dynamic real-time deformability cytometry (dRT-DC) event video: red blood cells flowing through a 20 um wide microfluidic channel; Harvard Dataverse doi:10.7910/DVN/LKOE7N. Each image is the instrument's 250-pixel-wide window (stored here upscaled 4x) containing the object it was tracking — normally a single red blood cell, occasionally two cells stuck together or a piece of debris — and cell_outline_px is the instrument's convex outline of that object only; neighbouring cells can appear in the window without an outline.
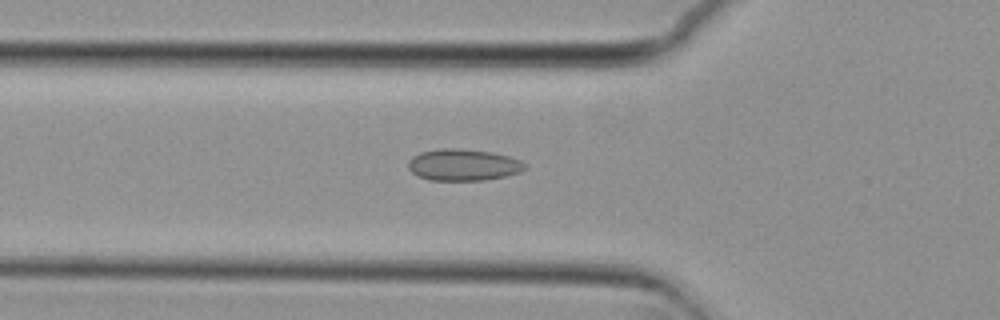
{"species": "common noctule bat (a hibernating species)", "species_latin": "Nyctalus noctula", "temperature_condition": "cold", "stored_images_in_passage": 53, "camera_frame_rate_fps": 3000, "um_per_image_px": 0.085, "animal": {"sex": "female", "body_mass_g": 29.2, "forearm_length_mm": 56.3}, "frame": {"image": 1, "passage_image": 17, "time_ms": 5.333, "image_size_px": [1000, 320], "cell_outline_px": [[528, 168], [520, 172], [504, 176], [484, 180], [428, 180], [416, 176], [408, 168], [408, 160], [412, 156], [420, 152], [440, 148], [460, 148], [492, 152], [508, 156], [520, 160]], "centroid_in_image_um": [39.34, 14.01], "position_along_channel_um": 86.5, "area_um2": 21.68}}
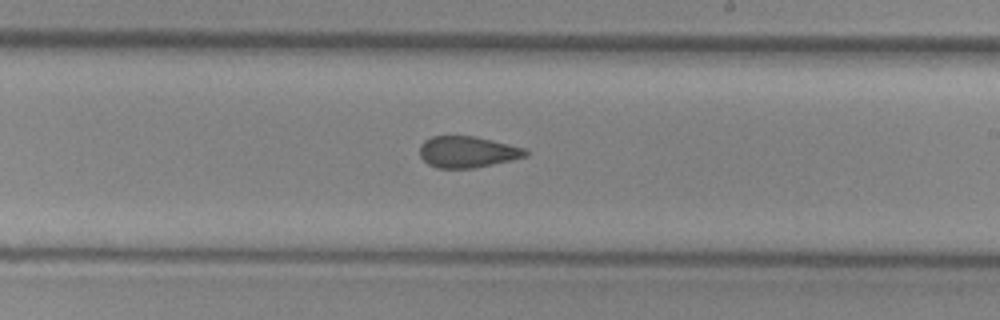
{"frame": {"image": 2, "passage_image": 30, "time_ms": 9.667, "image_size_px": [1000, 320], "cell_outline_px": [[528, 156], [512, 160], [476, 168], [436, 168], [428, 164], [420, 156], [420, 144], [424, 140], [432, 136], [476, 136], [528, 148]], "centroid_in_image_um": [39.77, 12.91], "position_along_channel_um": 249.2, "area_um2": 19.65}}
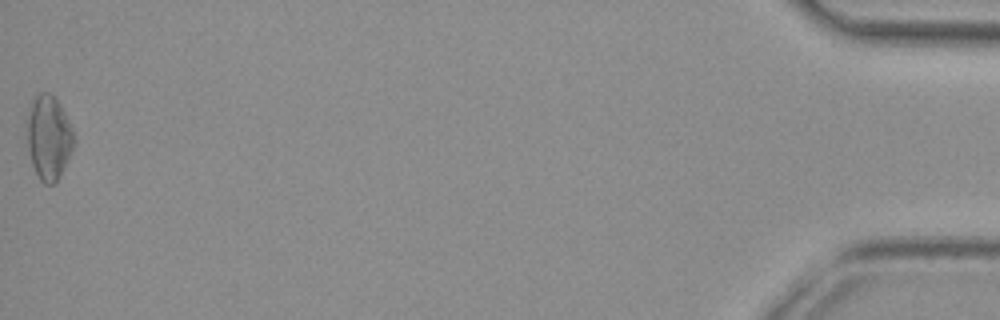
{"frame": {"image": 3, "passage_image": 53, "time_ms": 17.333, "image_size_px": [1000, 320], "cell_outline_px": [[76, 140], [60, 176], [56, 184], [44, 184], [40, 180], [32, 164], [28, 148], [28, 116], [32, 96], [40, 92], [48, 92], [60, 104], [72, 128]], "centroid_in_image_um": [4.15, 11.69], "position_along_channel_um": 431.1, "area_um2": 22.89}, "authors_computed_cell_mechanics": {"area_um2": 20.4612, "velocity_mm_per_s": 3.753, "shape_relaxation_time_tau1_ms": null, "shape_relaxation_time_tau2_ms": 1.7644, "deformation_change_tau1": null, "deformation_change_tau2": 0.0782}}